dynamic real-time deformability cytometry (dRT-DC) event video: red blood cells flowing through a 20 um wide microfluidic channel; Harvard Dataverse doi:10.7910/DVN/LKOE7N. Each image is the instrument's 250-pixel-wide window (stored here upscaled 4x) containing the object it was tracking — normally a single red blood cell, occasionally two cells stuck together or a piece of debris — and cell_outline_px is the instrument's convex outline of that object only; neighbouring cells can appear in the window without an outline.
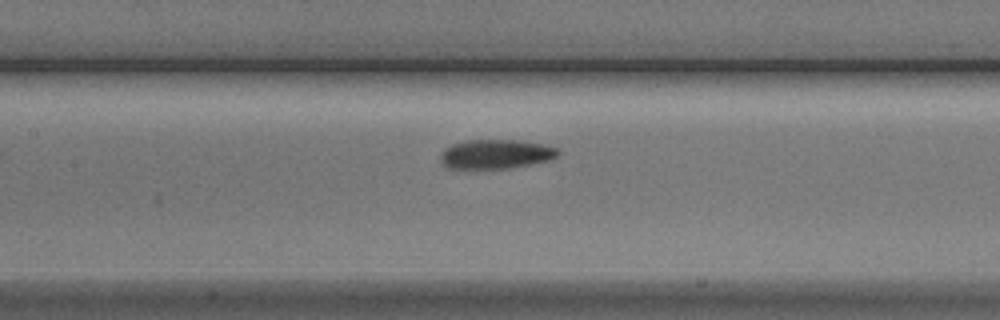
{"species": "Egyptian fruit bat (a non-hibernating species)", "species_latin": "Rousettus aegyptiacus", "temperature_condition": "cold", "stored_images_in_passage": 7, "camera_frame_rate_fps": 3000, "um_per_image_px": 0.085, "animal": {"sex": "male"}, "frame": {"image": 1, "passage_image": 7, "time_ms": 8.0, "image_size_px": [1000, 320], "cell_outline_px": [[560, 152], [552, 160], [508, 168], [448, 168], [440, 160], [440, 152], [444, 148], [452, 144], [468, 140], [520, 140], [544, 144], [560, 148]], "centroid_in_image_um": [42.17, 13.08], "position_along_channel_um": 165.2, "area_um2": 20.17}}